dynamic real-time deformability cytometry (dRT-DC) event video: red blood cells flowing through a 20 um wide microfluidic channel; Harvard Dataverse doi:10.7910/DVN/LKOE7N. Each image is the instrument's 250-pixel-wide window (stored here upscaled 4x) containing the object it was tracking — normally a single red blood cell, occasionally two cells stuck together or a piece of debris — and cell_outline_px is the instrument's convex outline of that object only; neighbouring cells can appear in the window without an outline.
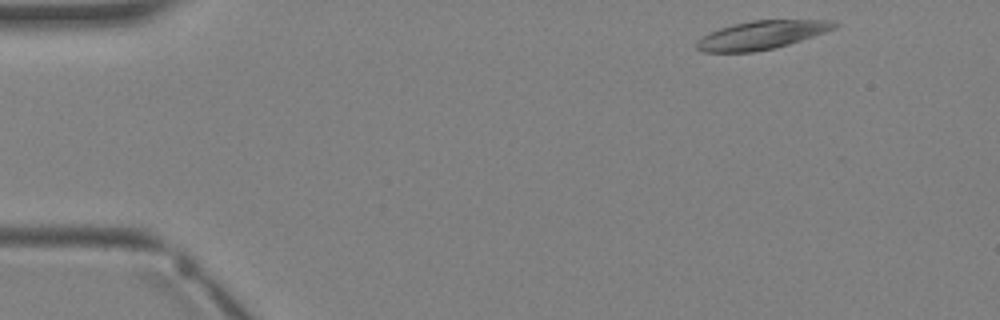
{"species": "Egyptian fruit bat (a non-hibernating species)", "species_latin": "Rousettus aegyptiacus", "temperature_condition": "warm", "stored_images_in_passage": 4, "camera_frame_rate_fps": 3000, "um_per_image_px": 0.085, "animal": {"sex": "female"}, "frame": {"image": 1, "passage_image": 4, "time_ms": 3.667, "image_size_px": [1000, 320], "cell_outline_px": [[840, 24], [836, 28], [776, 48], [752, 52], [704, 52], [696, 48], [696, 40], [700, 36], [720, 28], [732, 24], [752, 20], [832, 20]], "centroid_in_image_um": [64.7, 2.97], "position_along_channel_um": 20.3, "area_um2": 22.83}}